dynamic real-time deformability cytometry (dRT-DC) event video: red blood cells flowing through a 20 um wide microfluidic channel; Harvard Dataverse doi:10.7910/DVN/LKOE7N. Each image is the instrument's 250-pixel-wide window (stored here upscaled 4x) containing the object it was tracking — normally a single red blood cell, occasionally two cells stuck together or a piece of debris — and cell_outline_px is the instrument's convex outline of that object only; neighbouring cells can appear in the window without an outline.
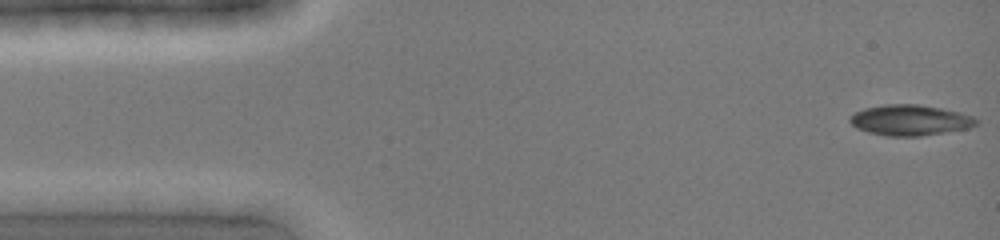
{"species": "common noctule bat (a hibernating species)", "species_latin": "Nyctalus noctula", "temperature_condition": "cold", "stored_images_in_passage": 11, "camera_frame_rate_fps": 3000, "um_per_image_px": 0.085, "animal": {"sex": "female", "body_mass_g": 19.0, "forearm_length_mm": 51.5}, "frame": {"image": 1, "passage_image": 1, "time_ms": 0.0, "image_size_px": [1000, 240], "cell_outline_px": [[980, 120], [976, 124], [968, 128], [920, 136], [888, 136], [868, 132], [856, 128], [848, 120], [848, 116], [864, 108], [884, 104], [920, 104], [960, 112], [972, 116]], "centroid_in_image_um": [77.33, 10.2], "position_along_channel_um": 7.7, "area_um2": 22.6}}